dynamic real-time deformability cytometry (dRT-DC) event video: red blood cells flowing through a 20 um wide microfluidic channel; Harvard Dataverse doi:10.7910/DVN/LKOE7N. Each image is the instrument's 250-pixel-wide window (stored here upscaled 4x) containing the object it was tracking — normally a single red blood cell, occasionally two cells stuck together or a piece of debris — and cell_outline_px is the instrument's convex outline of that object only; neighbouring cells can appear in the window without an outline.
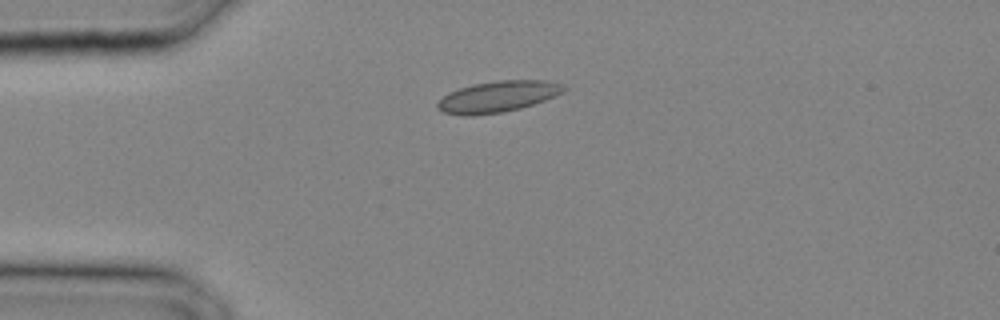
{"species": "common noctule bat (a hibernating species)", "species_latin": "Nyctalus noctula", "temperature_condition": "cold", "stored_images_in_passage": 21, "camera_frame_rate_fps": 3000, "um_per_image_px": 0.085, "animal": {"sex": "male", "body_mass_g": 20.4}, "frame": {"image": 1, "passage_image": 1, "time_ms": 0.0, "image_size_px": [1000, 320], "cell_outline_px": [[568, 88], [564, 92], [556, 96], [520, 108], [504, 112], [468, 116], [464, 116], [444, 112], [436, 108], [436, 104], [448, 92], [472, 84], [500, 80], [548, 80], [564, 84]], "centroid_in_image_um": [42.34, 8.2], "position_along_channel_um": 42.7, "area_um2": 23.06}}
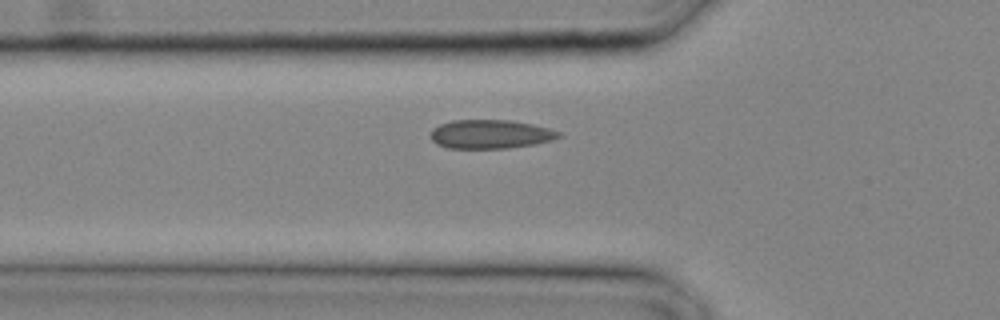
{"frame": {"image": 2, "passage_image": 4, "time_ms": 1.0, "image_size_px": [1000, 320], "cell_outline_px": [[564, 136], [552, 140], [536, 144], [508, 148], [448, 148], [436, 144], [432, 140], [432, 128], [440, 124], [452, 120], [508, 120], [532, 124], [548, 128], [560, 132]], "centroid_in_image_um": [41.71, 11.41], "position_along_channel_um": 84.1, "area_um2": 21.56}}
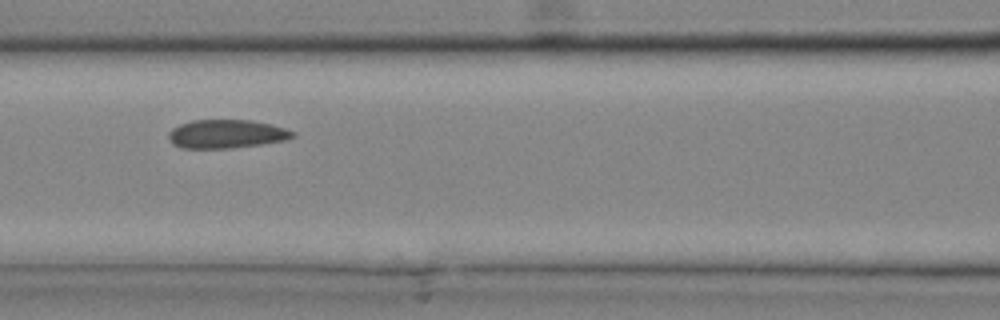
{"frame": {"image": 3, "passage_image": 7, "time_ms": 2.0, "image_size_px": [1000, 320], "cell_outline_px": [[296, 136], [288, 140], [260, 144], [228, 148], [180, 148], [172, 144], [168, 136], [168, 132], [172, 128], [180, 124], [192, 120], [248, 120], [268, 124], [284, 128], [296, 132]], "centroid_in_image_um": [19.23, 11.39], "position_along_channel_um": 147.4, "area_um2": 20.63}}